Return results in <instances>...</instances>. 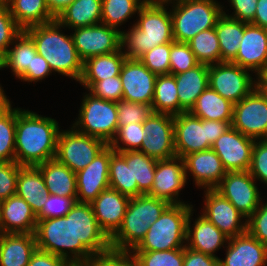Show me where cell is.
<instances>
[{
    "label": "cell",
    "mask_w": 267,
    "mask_h": 266,
    "mask_svg": "<svg viewBox=\"0 0 267 266\" xmlns=\"http://www.w3.org/2000/svg\"><path fill=\"white\" fill-rule=\"evenodd\" d=\"M157 160L135 150L131 151L132 185H138V196L147 194L153 185Z\"/></svg>",
    "instance_id": "42"
},
{
    "label": "cell",
    "mask_w": 267,
    "mask_h": 266,
    "mask_svg": "<svg viewBox=\"0 0 267 266\" xmlns=\"http://www.w3.org/2000/svg\"><path fill=\"white\" fill-rule=\"evenodd\" d=\"M233 106V103L208 86L197 98L189 113L204 120L232 123Z\"/></svg>",
    "instance_id": "33"
},
{
    "label": "cell",
    "mask_w": 267,
    "mask_h": 266,
    "mask_svg": "<svg viewBox=\"0 0 267 266\" xmlns=\"http://www.w3.org/2000/svg\"><path fill=\"white\" fill-rule=\"evenodd\" d=\"M22 32L5 4L0 8V50L6 54L14 39Z\"/></svg>",
    "instance_id": "51"
},
{
    "label": "cell",
    "mask_w": 267,
    "mask_h": 266,
    "mask_svg": "<svg viewBox=\"0 0 267 266\" xmlns=\"http://www.w3.org/2000/svg\"><path fill=\"white\" fill-rule=\"evenodd\" d=\"M93 96L118 102L122 100V81L119 76L105 78L102 81H79Z\"/></svg>",
    "instance_id": "46"
},
{
    "label": "cell",
    "mask_w": 267,
    "mask_h": 266,
    "mask_svg": "<svg viewBox=\"0 0 267 266\" xmlns=\"http://www.w3.org/2000/svg\"><path fill=\"white\" fill-rule=\"evenodd\" d=\"M170 52L171 43L155 46L152 50L145 52L139 60L156 75L170 74Z\"/></svg>",
    "instance_id": "47"
},
{
    "label": "cell",
    "mask_w": 267,
    "mask_h": 266,
    "mask_svg": "<svg viewBox=\"0 0 267 266\" xmlns=\"http://www.w3.org/2000/svg\"><path fill=\"white\" fill-rule=\"evenodd\" d=\"M27 266H74L69 260L36 249Z\"/></svg>",
    "instance_id": "58"
},
{
    "label": "cell",
    "mask_w": 267,
    "mask_h": 266,
    "mask_svg": "<svg viewBox=\"0 0 267 266\" xmlns=\"http://www.w3.org/2000/svg\"><path fill=\"white\" fill-rule=\"evenodd\" d=\"M11 104L10 100L7 98L2 86L0 85V114L6 110Z\"/></svg>",
    "instance_id": "62"
},
{
    "label": "cell",
    "mask_w": 267,
    "mask_h": 266,
    "mask_svg": "<svg viewBox=\"0 0 267 266\" xmlns=\"http://www.w3.org/2000/svg\"><path fill=\"white\" fill-rule=\"evenodd\" d=\"M205 207L202 214L212 222L228 238L242 235L247 232V221L235 206L218 193L215 189H205Z\"/></svg>",
    "instance_id": "17"
},
{
    "label": "cell",
    "mask_w": 267,
    "mask_h": 266,
    "mask_svg": "<svg viewBox=\"0 0 267 266\" xmlns=\"http://www.w3.org/2000/svg\"><path fill=\"white\" fill-rule=\"evenodd\" d=\"M170 205L146 194L130 198L122 225L110 238L111 250L131 252Z\"/></svg>",
    "instance_id": "4"
},
{
    "label": "cell",
    "mask_w": 267,
    "mask_h": 266,
    "mask_svg": "<svg viewBox=\"0 0 267 266\" xmlns=\"http://www.w3.org/2000/svg\"><path fill=\"white\" fill-rule=\"evenodd\" d=\"M72 38L83 62L92 56L110 54L121 49V32L102 23L73 29Z\"/></svg>",
    "instance_id": "15"
},
{
    "label": "cell",
    "mask_w": 267,
    "mask_h": 266,
    "mask_svg": "<svg viewBox=\"0 0 267 266\" xmlns=\"http://www.w3.org/2000/svg\"><path fill=\"white\" fill-rule=\"evenodd\" d=\"M80 266H136V261L130 252L110 250L90 257Z\"/></svg>",
    "instance_id": "52"
},
{
    "label": "cell",
    "mask_w": 267,
    "mask_h": 266,
    "mask_svg": "<svg viewBox=\"0 0 267 266\" xmlns=\"http://www.w3.org/2000/svg\"><path fill=\"white\" fill-rule=\"evenodd\" d=\"M166 2L173 4L170 13L173 39L176 42L187 43L199 32L214 28L224 10L216 0H167Z\"/></svg>",
    "instance_id": "6"
},
{
    "label": "cell",
    "mask_w": 267,
    "mask_h": 266,
    "mask_svg": "<svg viewBox=\"0 0 267 266\" xmlns=\"http://www.w3.org/2000/svg\"><path fill=\"white\" fill-rule=\"evenodd\" d=\"M225 259L219 266H266L267 246L248 232L228 239Z\"/></svg>",
    "instance_id": "25"
},
{
    "label": "cell",
    "mask_w": 267,
    "mask_h": 266,
    "mask_svg": "<svg viewBox=\"0 0 267 266\" xmlns=\"http://www.w3.org/2000/svg\"><path fill=\"white\" fill-rule=\"evenodd\" d=\"M109 188L130 198L138 196V185H132L131 151L114 152L109 161Z\"/></svg>",
    "instance_id": "37"
},
{
    "label": "cell",
    "mask_w": 267,
    "mask_h": 266,
    "mask_svg": "<svg viewBox=\"0 0 267 266\" xmlns=\"http://www.w3.org/2000/svg\"><path fill=\"white\" fill-rule=\"evenodd\" d=\"M49 194L77 197L76 173L56 158L37 165Z\"/></svg>",
    "instance_id": "31"
},
{
    "label": "cell",
    "mask_w": 267,
    "mask_h": 266,
    "mask_svg": "<svg viewBox=\"0 0 267 266\" xmlns=\"http://www.w3.org/2000/svg\"><path fill=\"white\" fill-rule=\"evenodd\" d=\"M257 80V87L261 90V92L267 98V77L263 74L256 78Z\"/></svg>",
    "instance_id": "63"
},
{
    "label": "cell",
    "mask_w": 267,
    "mask_h": 266,
    "mask_svg": "<svg viewBox=\"0 0 267 266\" xmlns=\"http://www.w3.org/2000/svg\"><path fill=\"white\" fill-rule=\"evenodd\" d=\"M36 249L34 233H0V266H27Z\"/></svg>",
    "instance_id": "28"
},
{
    "label": "cell",
    "mask_w": 267,
    "mask_h": 266,
    "mask_svg": "<svg viewBox=\"0 0 267 266\" xmlns=\"http://www.w3.org/2000/svg\"><path fill=\"white\" fill-rule=\"evenodd\" d=\"M0 211H1V201H0ZM0 224H1V214H0Z\"/></svg>",
    "instance_id": "66"
},
{
    "label": "cell",
    "mask_w": 267,
    "mask_h": 266,
    "mask_svg": "<svg viewBox=\"0 0 267 266\" xmlns=\"http://www.w3.org/2000/svg\"><path fill=\"white\" fill-rule=\"evenodd\" d=\"M16 195L24 199L37 215L48 200L49 192L37 166H21L16 185Z\"/></svg>",
    "instance_id": "29"
},
{
    "label": "cell",
    "mask_w": 267,
    "mask_h": 266,
    "mask_svg": "<svg viewBox=\"0 0 267 266\" xmlns=\"http://www.w3.org/2000/svg\"><path fill=\"white\" fill-rule=\"evenodd\" d=\"M59 129L54 118L16 108L15 162L37 166L54 159Z\"/></svg>",
    "instance_id": "1"
},
{
    "label": "cell",
    "mask_w": 267,
    "mask_h": 266,
    "mask_svg": "<svg viewBox=\"0 0 267 266\" xmlns=\"http://www.w3.org/2000/svg\"><path fill=\"white\" fill-rule=\"evenodd\" d=\"M187 43L198 63L210 66L221 62V51L215 27L199 32Z\"/></svg>",
    "instance_id": "41"
},
{
    "label": "cell",
    "mask_w": 267,
    "mask_h": 266,
    "mask_svg": "<svg viewBox=\"0 0 267 266\" xmlns=\"http://www.w3.org/2000/svg\"><path fill=\"white\" fill-rule=\"evenodd\" d=\"M16 108L11 105L0 114V161H15Z\"/></svg>",
    "instance_id": "43"
},
{
    "label": "cell",
    "mask_w": 267,
    "mask_h": 266,
    "mask_svg": "<svg viewBox=\"0 0 267 266\" xmlns=\"http://www.w3.org/2000/svg\"><path fill=\"white\" fill-rule=\"evenodd\" d=\"M117 109L118 126L143 123L153 113L151 104L135 103L123 99L117 102Z\"/></svg>",
    "instance_id": "48"
},
{
    "label": "cell",
    "mask_w": 267,
    "mask_h": 266,
    "mask_svg": "<svg viewBox=\"0 0 267 266\" xmlns=\"http://www.w3.org/2000/svg\"><path fill=\"white\" fill-rule=\"evenodd\" d=\"M255 181L248 170L227 172L214 189L229 200L247 220L263 201Z\"/></svg>",
    "instance_id": "13"
},
{
    "label": "cell",
    "mask_w": 267,
    "mask_h": 266,
    "mask_svg": "<svg viewBox=\"0 0 267 266\" xmlns=\"http://www.w3.org/2000/svg\"><path fill=\"white\" fill-rule=\"evenodd\" d=\"M6 4L16 24L22 30L56 20L45 0H6Z\"/></svg>",
    "instance_id": "34"
},
{
    "label": "cell",
    "mask_w": 267,
    "mask_h": 266,
    "mask_svg": "<svg viewBox=\"0 0 267 266\" xmlns=\"http://www.w3.org/2000/svg\"><path fill=\"white\" fill-rule=\"evenodd\" d=\"M183 266H219V258L185 246Z\"/></svg>",
    "instance_id": "59"
},
{
    "label": "cell",
    "mask_w": 267,
    "mask_h": 266,
    "mask_svg": "<svg viewBox=\"0 0 267 266\" xmlns=\"http://www.w3.org/2000/svg\"><path fill=\"white\" fill-rule=\"evenodd\" d=\"M21 165L0 161V201L16 194L17 177Z\"/></svg>",
    "instance_id": "54"
},
{
    "label": "cell",
    "mask_w": 267,
    "mask_h": 266,
    "mask_svg": "<svg viewBox=\"0 0 267 266\" xmlns=\"http://www.w3.org/2000/svg\"><path fill=\"white\" fill-rule=\"evenodd\" d=\"M232 123L204 120L189 112L174 115V147L176 156H184L211 149L214 142Z\"/></svg>",
    "instance_id": "8"
},
{
    "label": "cell",
    "mask_w": 267,
    "mask_h": 266,
    "mask_svg": "<svg viewBox=\"0 0 267 266\" xmlns=\"http://www.w3.org/2000/svg\"><path fill=\"white\" fill-rule=\"evenodd\" d=\"M61 24L54 20L31 26L24 31L35 43L37 53L44 57L52 72L80 81L83 60L79 57L72 35L61 31Z\"/></svg>",
    "instance_id": "3"
},
{
    "label": "cell",
    "mask_w": 267,
    "mask_h": 266,
    "mask_svg": "<svg viewBox=\"0 0 267 266\" xmlns=\"http://www.w3.org/2000/svg\"><path fill=\"white\" fill-rule=\"evenodd\" d=\"M108 144L97 137L71 129L59 132L56 159L77 173L88 166Z\"/></svg>",
    "instance_id": "10"
},
{
    "label": "cell",
    "mask_w": 267,
    "mask_h": 266,
    "mask_svg": "<svg viewBox=\"0 0 267 266\" xmlns=\"http://www.w3.org/2000/svg\"><path fill=\"white\" fill-rule=\"evenodd\" d=\"M248 171L255 180L267 185V139L255 140Z\"/></svg>",
    "instance_id": "53"
},
{
    "label": "cell",
    "mask_w": 267,
    "mask_h": 266,
    "mask_svg": "<svg viewBox=\"0 0 267 266\" xmlns=\"http://www.w3.org/2000/svg\"><path fill=\"white\" fill-rule=\"evenodd\" d=\"M126 56L119 51L92 56L83 62V72L80 81H102L105 78L119 76Z\"/></svg>",
    "instance_id": "36"
},
{
    "label": "cell",
    "mask_w": 267,
    "mask_h": 266,
    "mask_svg": "<svg viewBox=\"0 0 267 266\" xmlns=\"http://www.w3.org/2000/svg\"><path fill=\"white\" fill-rule=\"evenodd\" d=\"M102 0H74L57 17L62 28L71 30L101 23Z\"/></svg>",
    "instance_id": "32"
},
{
    "label": "cell",
    "mask_w": 267,
    "mask_h": 266,
    "mask_svg": "<svg viewBox=\"0 0 267 266\" xmlns=\"http://www.w3.org/2000/svg\"><path fill=\"white\" fill-rule=\"evenodd\" d=\"M257 1L258 0H229L234 13L228 15L223 11V14L242 22L251 23L256 13Z\"/></svg>",
    "instance_id": "57"
},
{
    "label": "cell",
    "mask_w": 267,
    "mask_h": 266,
    "mask_svg": "<svg viewBox=\"0 0 267 266\" xmlns=\"http://www.w3.org/2000/svg\"><path fill=\"white\" fill-rule=\"evenodd\" d=\"M144 138L143 123H130L118 126L117 134L109 145L115 152L135 151L141 148Z\"/></svg>",
    "instance_id": "45"
},
{
    "label": "cell",
    "mask_w": 267,
    "mask_h": 266,
    "mask_svg": "<svg viewBox=\"0 0 267 266\" xmlns=\"http://www.w3.org/2000/svg\"><path fill=\"white\" fill-rule=\"evenodd\" d=\"M73 128L80 133L104 140L108 145L118 131L117 102L87 93L82 100Z\"/></svg>",
    "instance_id": "9"
},
{
    "label": "cell",
    "mask_w": 267,
    "mask_h": 266,
    "mask_svg": "<svg viewBox=\"0 0 267 266\" xmlns=\"http://www.w3.org/2000/svg\"><path fill=\"white\" fill-rule=\"evenodd\" d=\"M114 152L108 145L88 166L76 173L77 202L91 203L109 188V161Z\"/></svg>",
    "instance_id": "20"
},
{
    "label": "cell",
    "mask_w": 267,
    "mask_h": 266,
    "mask_svg": "<svg viewBox=\"0 0 267 266\" xmlns=\"http://www.w3.org/2000/svg\"><path fill=\"white\" fill-rule=\"evenodd\" d=\"M209 87L233 104L240 102L255 87L249 70L232 62H220L209 66Z\"/></svg>",
    "instance_id": "11"
},
{
    "label": "cell",
    "mask_w": 267,
    "mask_h": 266,
    "mask_svg": "<svg viewBox=\"0 0 267 266\" xmlns=\"http://www.w3.org/2000/svg\"><path fill=\"white\" fill-rule=\"evenodd\" d=\"M146 1L151 0H102L101 23L122 32L118 27L138 13Z\"/></svg>",
    "instance_id": "40"
},
{
    "label": "cell",
    "mask_w": 267,
    "mask_h": 266,
    "mask_svg": "<svg viewBox=\"0 0 267 266\" xmlns=\"http://www.w3.org/2000/svg\"><path fill=\"white\" fill-rule=\"evenodd\" d=\"M76 202L77 197L49 194L48 200L36 215L37 221L66 216Z\"/></svg>",
    "instance_id": "50"
},
{
    "label": "cell",
    "mask_w": 267,
    "mask_h": 266,
    "mask_svg": "<svg viewBox=\"0 0 267 266\" xmlns=\"http://www.w3.org/2000/svg\"><path fill=\"white\" fill-rule=\"evenodd\" d=\"M75 244H83L93 255L111 250L110 238L99 226L90 203L74 204Z\"/></svg>",
    "instance_id": "21"
},
{
    "label": "cell",
    "mask_w": 267,
    "mask_h": 266,
    "mask_svg": "<svg viewBox=\"0 0 267 266\" xmlns=\"http://www.w3.org/2000/svg\"><path fill=\"white\" fill-rule=\"evenodd\" d=\"M245 22L222 14L217 20L215 31L219 40L221 62H232L238 53L244 36Z\"/></svg>",
    "instance_id": "35"
},
{
    "label": "cell",
    "mask_w": 267,
    "mask_h": 266,
    "mask_svg": "<svg viewBox=\"0 0 267 266\" xmlns=\"http://www.w3.org/2000/svg\"><path fill=\"white\" fill-rule=\"evenodd\" d=\"M145 138L138 150L156 160L176 156L174 147V115L152 113L143 121Z\"/></svg>",
    "instance_id": "14"
},
{
    "label": "cell",
    "mask_w": 267,
    "mask_h": 266,
    "mask_svg": "<svg viewBox=\"0 0 267 266\" xmlns=\"http://www.w3.org/2000/svg\"><path fill=\"white\" fill-rule=\"evenodd\" d=\"M183 161L186 175L191 172L197 187L203 189H214L227 173L212 148L188 154L183 157Z\"/></svg>",
    "instance_id": "24"
},
{
    "label": "cell",
    "mask_w": 267,
    "mask_h": 266,
    "mask_svg": "<svg viewBox=\"0 0 267 266\" xmlns=\"http://www.w3.org/2000/svg\"><path fill=\"white\" fill-rule=\"evenodd\" d=\"M0 233L31 234L35 232L37 216L31 206L16 194L1 201Z\"/></svg>",
    "instance_id": "26"
},
{
    "label": "cell",
    "mask_w": 267,
    "mask_h": 266,
    "mask_svg": "<svg viewBox=\"0 0 267 266\" xmlns=\"http://www.w3.org/2000/svg\"><path fill=\"white\" fill-rule=\"evenodd\" d=\"M34 235L37 249L63 257L74 266L94 256L83 244H75L74 205L66 216L37 221Z\"/></svg>",
    "instance_id": "5"
},
{
    "label": "cell",
    "mask_w": 267,
    "mask_h": 266,
    "mask_svg": "<svg viewBox=\"0 0 267 266\" xmlns=\"http://www.w3.org/2000/svg\"><path fill=\"white\" fill-rule=\"evenodd\" d=\"M231 125L254 140L267 139V98L258 87L234 104Z\"/></svg>",
    "instance_id": "12"
},
{
    "label": "cell",
    "mask_w": 267,
    "mask_h": 266,
    "mask_svg": "<svg viewBox=\"0 0 267 266\" xmlns=\"http://www.w3.org/2000/svg\"><path fill=\"white\" fill-rule=\"evenodd\" d=\"M255 140L243 135L232 126L212 145L227 172L247 171L251 165Z\"/></svg>",
    "instance_id": "18"
},
{
    "label": "cell",
    "mask_w": 267,
    "mask_h": 266,
    "mask_svg": "<svg viewBox=\"0 0 267 266\" xmlns=\"http://www.w3.org/2000/svg\"><path fill=\"white\" fill-rule=\"evenodd\" d=\"M187 179L183 158L175 156L157 160L153 185L146 195L163 199L170 204H186L178 197L187 184Z\"/></svg>",
    "instance_id": "16"
},
{
    "label": "cell",
    "mask_w": 267,
    "mask_h": 266,
    "mask_svg": "<svg viewBox=\"0 0 267 266\" xmlns=\"http://www.w3.org/2000/svg\"><path fill=\"white\" fill-rule=\"evenodd\" d=\"M74 0H45L51 14L56 18Z\"/></svg>",
    "instance_id": "61"
},
{
    "label": "cell",
    "mask_w": 267,
    "mask_h": 266,
    "mask_svg": "<svg viewBox=\"0 0 267 266\" xmlns=\"http://www.w3.org/2000/svg\"><path fill=\"white\" fill-rule=\"evenodd\" d=\"M52 73L48 62L44 59L40 54H36L32 58L31 68H27V70L19 77L21 81L27 82H37L39 80L45 79V77L49 76Z\"/></svg>",
    "instance_id": "56"
},
{
    "label": "cell",
    "mask_w": 267,
    "mask_h": 266,
    "mask_svg": "<svg viewBox=\"0 0 267 266\" xmlns=\"http://www.w3.org/2000/svg\"><path fill=\"white\" fill-rule=\"evenodd\" d=\"M151 105L154 113L177 115L185 112L179 104L174 75H157Z\"/></svg>",
    "instance_id": "38"
},
{
    "label": "cell",
    "mask_w": 267,
    "mask_h": 266,
    "mask_svg": "<svg viewBox=\"0 0 267 266\" xmlns=\"http://www.w3.org/2000/svg\"><path fill=\"white\" fill-rule=\"evenodd\" d=\"M5 54V68H11L13 74L19 78L27 68H31L32 58L37 54V49L32 38L24 31L14 39Z\"/></svg>",
    "instance_id": "39"
},
{
    "label": "cell",
    "mask_w": 267,
    "mask_h": 266,
    "mask_svg": "<svg viewBox=\"0 0 267 266\" xmlns=\"http://www.w3.org/2000/svg\"><path fill=\"white\" fill-rule=\"evenodd\" d=\"M123 100L151 104L157 75L138 58H126L120 70Z\"/></svg>",
    "instance_id": "19"
},
{
    "label": "cell",
    "mask_w": 267,
    "mask_h": 266,
    "mask_svg": "<svg viewBox=\"0 0 267 266\" xmlns=\"http://www.w3.org/2000/svg\"><path fill=\"white\" fill-rule=\"evenodd\" d=\"M193 205L171 204L149 227L145 237L131 251H164L186 246L187 220Z\"/></svg>",
    "instance_id": "7"
},
{
    "label": "cell",
    "mask_w": 267,
    "mask_h": 266,
    "mask_svg": "<svg viewBox=\"0 0 267 266\" xmlns=\"http://www.w3.org/2000/svg\"><path fill=\"white\" fill-rule=\"evenodd\" d=\"M251 24L267 29V0L257 1L256 13Z\"/></svg>",
    "instance_id": "60"
},
{
    "label": "cell",
    "mask_w": 267,
    "mask_h": 266,
    "mask_svg": "<svg viewBox=\"0 0 267 266\" xmlns=\"http://www.w3.org/2000/svg\"><path fill=\"white\" fill-rule=\"evenodd\" d=\"M165 5V6H164ZM166 1H146L138 11V21L121 32V49L126 58H140L155 46L174 41L171 13ZM126 47V48H124Z\"/></svg>",
    "instance_id": "2"
},
{
    "label": "cell",
    "mask_w": 267,
    "mask_h": 266,
    "mask_svg": "<svg viewBox=\"0 0 267 266\" xmlns=\"http://www.w3.org/2000/svg\"><path fill=\"white\" fill-rule=\"evenodd\" d=\"M260 203L258 209L246 220L247 232L267 246V202Z\"/></svg>",
    "instance_id": "55"
},
{
    "label": "cell",
    "mask_w": 267,
    "mask_h": 266,
    "mask_svg": "<svg viewBox=\"0 0 267 266\" xmlns=\"http://www.w3.org/2000/svg\"><path fill=\"white\" fill-rule=\"evenodd\" d=\"M6 4V0H0V8Z\"/></svg>",
    "instance_id": "65"
},
{
    "label": "cell",
    "mask_w": 267,
    "mask_h": 266,
    "mask_svg": "<svg viewBox=\"0 0 267 266\" xmlns=\"http://www.w3.org/2000/svg\"><path fill=\"white\" fill-rule=\"evenodd\" d=\"M192 212L193 210H191L187 220L186 247L217 257L214 253L223 245H227L224 243H227L229 238L203 215L195 219L192 229L190 225Z\"/></svg>",
    "instance_id": "27"
},
{
    "label": "cell",
    "mask_w": 267,
    "mask_h": 266,
    "mask_svg": "<svg viewBox=\"0 0 267 266\" xmlns=\"http://www.w3.org/2000/svg\"><path fill=\"white\" fill-rule=\"evenodd\" d=\"M232 63L254 71L256 77L263 75L267 70V29L245 22L244 36Z\"/></svg>",
    "instance_id": "22"
},
{
    "label": "cell",
    "mask_w": 267,
    "mask_h": 266,
    "mask_svg": "<svg viewBox=\"0 0 267 266\" xmlns=\"http://www.w3.org/2000/svg\"><path fill=\"white\" fill-rule=\"evenodd\" d=\"M180 107L189 112L197 98L209 86V66L198 64L188 71L175 74Z\"/></svg>",
    "instance_id": "30"
},
{
    "label": "cell",
    "mask_w": 267,
    "mask_h": 266,
    "mask_svg": "<svg viewBox=\"0 0 267 266\" xmlns=\"http://www.w3.org/2000/svg\"><path fill=\"white\" fill-rule=\"evenodd\" d=\"M5 68V54L0 50V70Z\"/></svg>",
    "instance_id": "64"
},
{
    "label": "cell",
    "mask_w": 267,
    "mask_h": 266,
    "mask_svg": "<svg viewBox=\"0 0 267 266\" xmlns=\"http://www.w3.org/2000/svg\"><path fill=\"white\" fill-rule=\"evenodd\" d=\"M136 266H183L184 248L164 251H132Z\"/></svg>",
    "instance_id": "44"
},
{
    "label": "cell",
    "mask_w": 267,
    "mask_h": 266,
    "mask_svg": "<svg viewBox=\"0 0 267 266\" xmlns=\"http://www.w3.org/2000/svg\"><path fill=\"white\" fill-rule=\"evenodd\" d=\"M199 63L188 43L171 42L170 74L175 75L194 68Z\"/></svg>",
    "instance_id": "49"
},
{
    "label": "cell",
    "mask_w": 267,
    "mask_h": 266,
    "mask_svg": "<svg viewBox=\"0 0 267 266\" xmlns=\"http://www.w3.org/2000/svg\"><path fill=\"white\" fill-rule=\"evenodd\" d=\"M129 201L130 197L108 188L90 203L99 226L109 238L122 225Z\"/></svg>",
    "instance_id": "23"
}]
</instances>
